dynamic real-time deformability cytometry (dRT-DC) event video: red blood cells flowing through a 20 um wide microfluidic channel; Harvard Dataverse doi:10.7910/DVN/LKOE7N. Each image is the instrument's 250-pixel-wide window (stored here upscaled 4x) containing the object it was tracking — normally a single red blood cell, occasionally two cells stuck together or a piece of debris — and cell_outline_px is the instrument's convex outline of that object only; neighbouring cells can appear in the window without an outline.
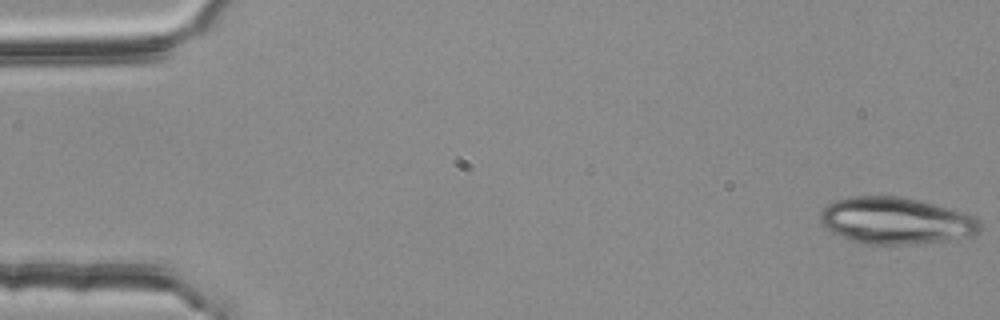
{"species": "common noctule bat (a hibernating species)", "species_latin": "Nyctalus noctula", "temperature_condition": "room temperature", "stored_images_in_passage": 54, "camera_frame_rate_fps": 3000, "um_per_image_px": 0.085, "animal": {"sex": "female", "body_mass_g": 25.1}, "frame": {"image": 1, "passage_image": 1, "time_ms": 0.0, "image_size_px": [1000, 320], "cell_outline_px": [[980, 228], [972, 236], [944, 240], [908, 244], [860, 244], [832, 232], [820, 220], [820, 212], [828, 204], [836, 200], [852, 196], [900, 196], [916, 200], [972, 216], [980, 224]], "centroid_in_image_um": [76.07, 18.77], "position_along_channel_um": 8.9, "area_um2": 42.54}}
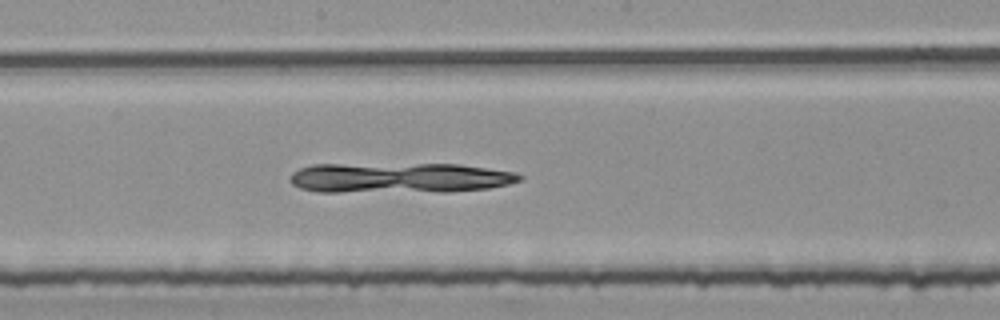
{"frame": {"image": 2, "passage_image": 29, "time_ms": 9.333, "image_size_px": [1000, 320], "cell_outline_px": [[524, 176], [520, 180], [508, 184], [488, 188], [448, 192], [316, 192], [300, 188], [292, 184], [288, 180], [292, 172], [300, 168], [312, 164], [460, 164], [516, 172]], "centroid_in_image_um": [33.92, 15.12], "position_along_channel_um": 214.3, "area_um2": 41.1}}
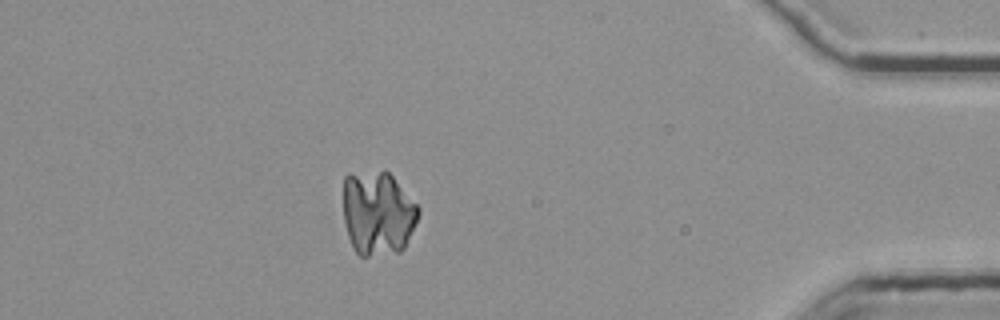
{"frame": {"image": 3, "passage_image": 48, "time_ms": 15.667, "image_size_px": [1000, 320], "cell_outline_px": [[420, 212], [404, 248], [400, 252], [368, 256], [360, 256], [356, 252], [348, 236], [344, 220], [344, 176], [348, 172], [384, 168], [392, 176], [420, 208]], "centroid_in_image_um": [32.09, 18.06], "position_along_channel_um": 403.1, "area_um2": 37.34}}